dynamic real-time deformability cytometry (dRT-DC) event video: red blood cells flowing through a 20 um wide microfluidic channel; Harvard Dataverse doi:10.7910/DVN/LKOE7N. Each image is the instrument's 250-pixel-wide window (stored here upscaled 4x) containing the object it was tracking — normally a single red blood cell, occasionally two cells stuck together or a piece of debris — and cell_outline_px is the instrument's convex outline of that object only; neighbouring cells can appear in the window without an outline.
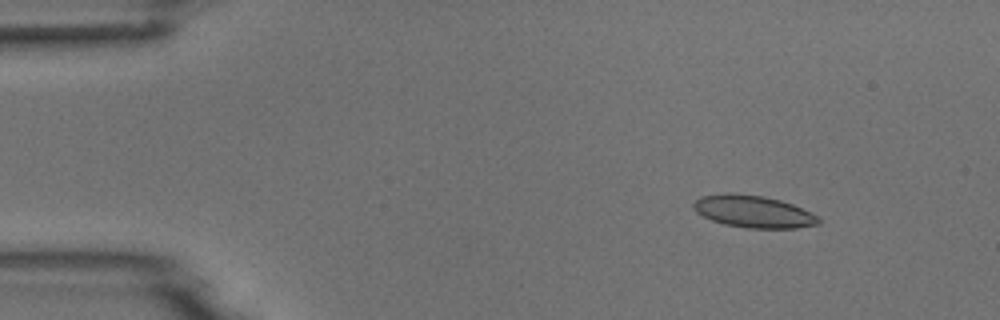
{"species": "common noctule bat (a hibernating species)", "species_latin": "Nyctalus noctula", "temperature_condition": "room temperature", "stored_images_in_passage": 9, "camera_frame_rate_fps": 3000, "um_per_image_px": 0.085, "animal": {"sex": "male", "body_mass_g": 18.8}, "frame": {"image": 1, "passage_image": 2, "time_ms": 2.0, "image_size_px": [1000, 320], "cell_outline_px": [[820, 224], [796, 228], [748, 228], [724, 224], [712, 220], [696, 212], [692, 208], [692, 204], [700, 196], [728, 192], [732, 192], [764, 196], [780, 200], [792, 204], [820, 216]], "centroid_in_image_um": [64.03, 17.97], "position_along_channel_um": 21.0, "area_um2": 23.64}}
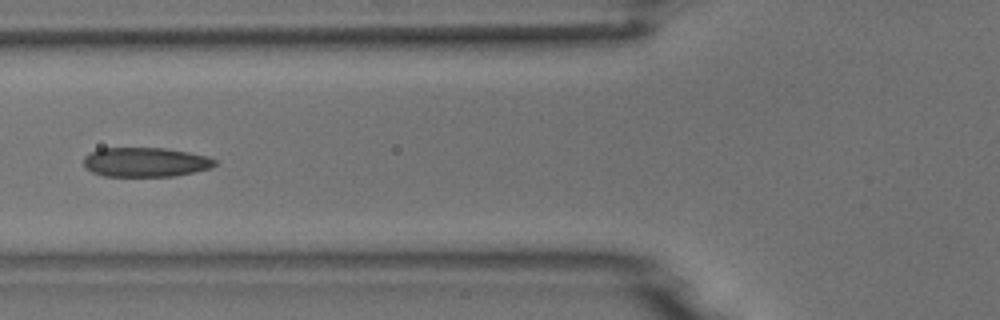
{"frame": {"image": 2, "passage_image": 6, "time_ms": 6.667, "image_size_px": [1000, 320], "cell_outline_px": [[216, 164], [212, 168], [176, 176], [104, 176], [92, 172], [84, 168], [84, 156], [100, 148], [164, 148], [188, 152], [208, 156], [216, 160]], "centroid_in_image_um": [12.37, 13.78], "position_along_channel_um": 113.4, "area_um2": 22.6}}